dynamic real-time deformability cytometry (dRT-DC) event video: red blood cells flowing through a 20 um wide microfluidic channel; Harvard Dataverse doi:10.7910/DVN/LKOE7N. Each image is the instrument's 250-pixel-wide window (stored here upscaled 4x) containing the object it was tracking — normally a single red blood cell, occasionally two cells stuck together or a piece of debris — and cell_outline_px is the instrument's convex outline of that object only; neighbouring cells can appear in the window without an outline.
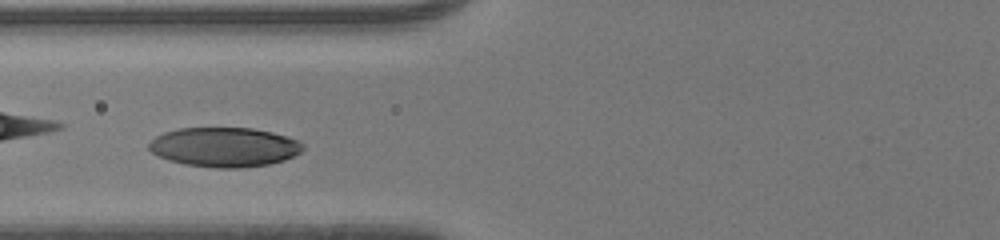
{"species": "human", "species_latin": "Homo sapiens", "temperature_condition": "room temperature", "stored_images_in_passage": 32, "camera_frame_rate_fps": 3000, "um_per_image_px": 0.085, "donor": {"sex": "male"}, "frame": {"image": 1, "passage_image": 7, "time_ms": 2.0, "image_size_px": [1000, 240], "cell_outline_px": [[304, 148], [300, 152], [284, 160], [268, 164], [240, 168], [212, 168], [184, 164], [168, 160], [152, 152], [148, 148], [148, 144], [156, 136], [164, 132], [180, 128], [252, 128], [272, 132], [288, 136], [300, 140], [304, 144]], "centroid_in_image_um": [19.09, 12.5], "position_along_channel_um": 106.7, "area_um2": 35.55}}
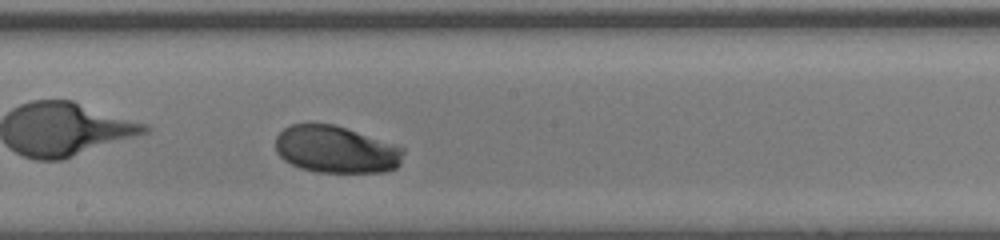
{"frame": {"image": 2, "passage_image": 15, "time_ms": 4.667, "image_size_px": [1000, 240], "cell_outline_px": [[404, 152], [400, 164], [396, 168], [384, 172], [316, 172], [300, 168], [284, 160], [276, 152], [276, 136], [284, 128], [292, 124], [332, 124], [404, 148]], "centroid_in_image_um": [28.53, 12.73], "position_along_channel_um": 219.7, "area_um2": 34.74}}
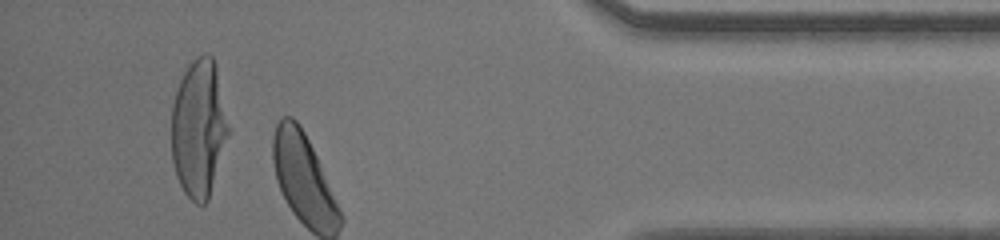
{"frame": {"image": 3, "passage_image": 30, "time_ms": 9.667, "image_size_px": [1000, 240], "cell_outline_px": [[232, 132], [208, 200], [204, 204], [196, 204], [184, 192], [176, 176], [172, 160], [172, 104], [180, 80], [188, 64], [196, 56], [204, 52], [212, 56], [216, 64]], "centroid_in_image_um": [16.95, 10.9], "position_along_channel_um": 418.3, "area_um2": 46.82}, "authors_computed_cell_mechanics": {"area_um2": 35.547, "velocity_mm_per_s": 4.2512, "shape_relaxation_time_tau1_ms": 1.4396, "shape_relaxation_time_tau2_ms": null, "deformation_change_tau1": 0.1056, "deformation_change_tau2": null}}